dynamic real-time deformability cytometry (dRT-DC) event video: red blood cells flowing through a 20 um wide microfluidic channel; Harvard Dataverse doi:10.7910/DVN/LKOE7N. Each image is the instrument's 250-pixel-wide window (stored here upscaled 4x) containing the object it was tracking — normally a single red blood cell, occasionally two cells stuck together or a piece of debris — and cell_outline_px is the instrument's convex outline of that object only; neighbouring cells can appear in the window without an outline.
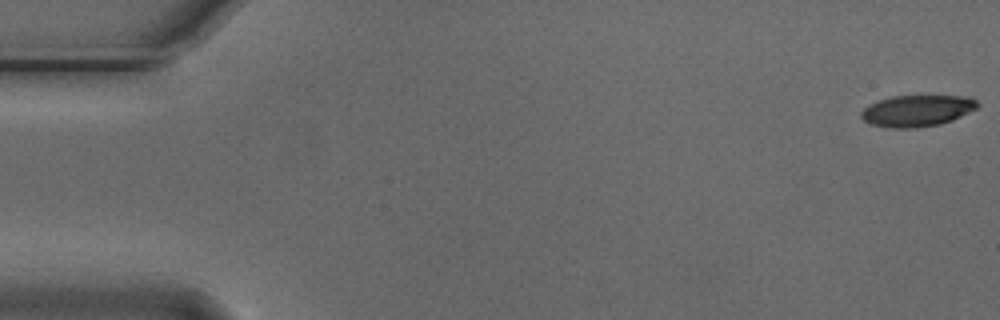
{"species": "Egyptian fruit bat (a non-hibernating species)", "species_latin": "Rousettus aegyptiacus", "temperature_condition": "cold", "stored_images_in_passage": 30, "camera_frame_rate_fps": 3000, "um_per_image_px": 0.085, "animal": {"sex": "male"}, "frame": {"image": 1, "passage_image": 1, "time_ms": 0.0, "image_size_px": [1000, 320], "cell_outline_px": [[980, 104], [976, 108], [952, 120], [940, 124], [916, 128], [892, 128], [872, 124], [864, 120], [860, 116], [860, 112], [868, 104], [892, 96], [968, 96], [976, 100]], "centroid_in_image_um": [77.94, 9.41], "position_along_channel_um": 7.1, "area_um2": 21.21}}
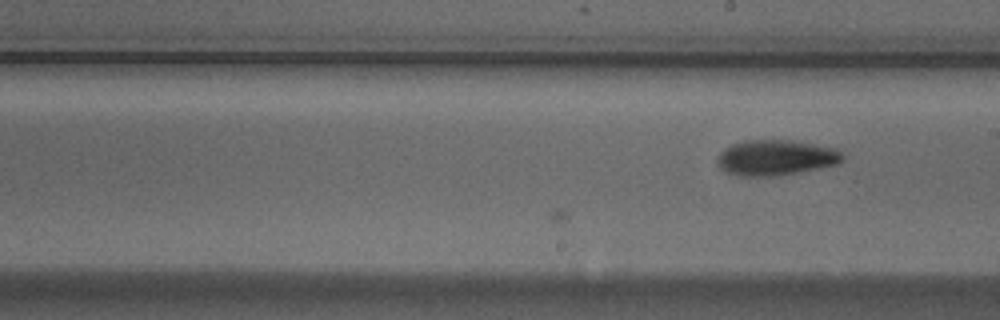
{"frame": {"image": 2, "passage_image": 30, "time_ms": 9.667, "image_size_px": [1000, 320], "cell_outline_px": [[844, 160], [840, 164], [776, 176], [740, 176], [724, 172], [716, 164], [716, 160], [720, 152], [724, 148], [732, 144], [744, 140], [792, 140], [836, 148], [844, 156]], "centroid_in_image_um": [65.92, 13.4], "position_along_channel_um": 223.1, "area_um2": 26.18}}